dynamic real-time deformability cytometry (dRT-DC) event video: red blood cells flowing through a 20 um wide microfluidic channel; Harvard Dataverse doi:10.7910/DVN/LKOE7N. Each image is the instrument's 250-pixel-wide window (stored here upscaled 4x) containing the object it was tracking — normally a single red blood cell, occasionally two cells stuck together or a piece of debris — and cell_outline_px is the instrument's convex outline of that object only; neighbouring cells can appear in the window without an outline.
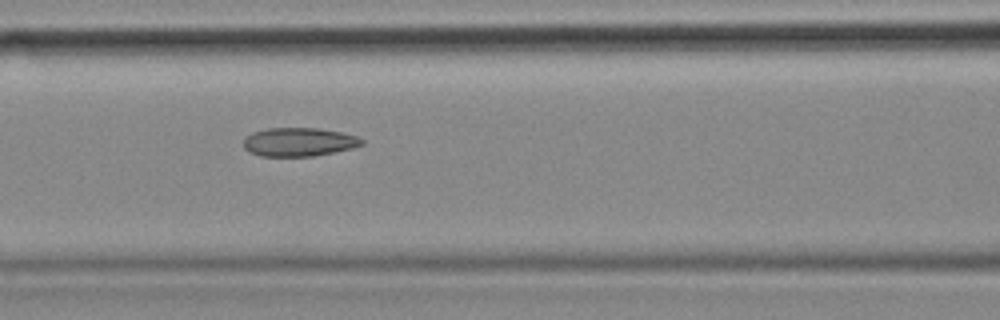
{"species": "common noctule bat (a hibernating species)", "species_latin": "Nyctalus noctula", "temperature_condition": "cold", "stored_images_in_passage": 53, "camera_frame_rate_fps": 3000, "um_per_image_px": 0.085, "animal": {"sex": "female", "body_mass_g": 18.4}, "frame": {"image": 1, "passage_image": 23, "time_ms": 7.333, "image_size_px": [1000, 320], "cell_outline_px": [[364, 144], [352, 148], [312, 156], [260, 156], [248, 152], [244, 148], [244, 136], [252, 132], [268, 128], [320, 128], [340, 132], [356, 136], [364, 140]], "centroid_in_image_um": [25.37, 12.06], "position_along_channel_um": 141.2, "area_um2": 19.77}}